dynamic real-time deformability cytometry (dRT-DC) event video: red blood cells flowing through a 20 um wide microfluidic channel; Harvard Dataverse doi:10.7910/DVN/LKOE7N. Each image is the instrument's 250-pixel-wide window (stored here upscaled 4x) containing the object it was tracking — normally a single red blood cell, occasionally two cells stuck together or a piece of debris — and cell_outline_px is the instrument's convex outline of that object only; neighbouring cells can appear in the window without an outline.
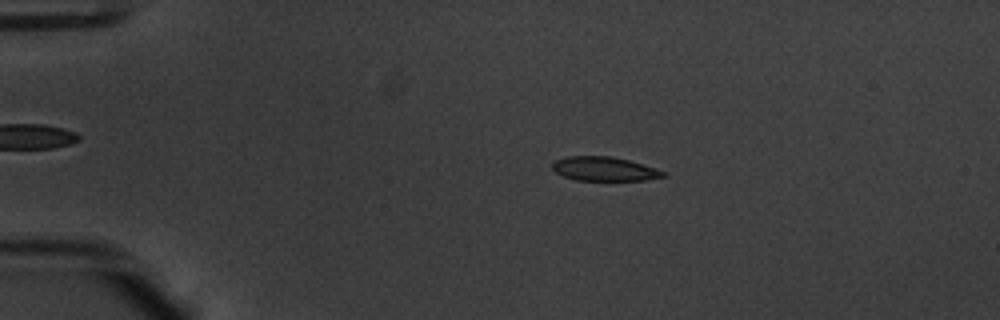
{"species": "common noctule bat (a hibernating species)", "species_latin": "Nyctalus noctula", "temperature_condition": "warm", "stored_images_in_passage": 46, "camera_frame_rate_fps": 3000, "um_per_image_px": 0.085, "animal": {"sex": "male", "body_mass_g": 20.1, "forearm_length_mm": 53.5}, "frame": {"image": 1, "passage_image": 4, "time_ms": 1.0, "image_size_px": [1000, 320], "cell_outline_px": [[668, 176], [644, 180], [576, 180], [564, 176], [556, 172], [552, 168], [552, 160], [568, 156], [612, 156], [628, 160], [656, 168], [664, 172]], "centroid_in_image_um": [51.34, 14.35], "position_along_channel_um": 33.7, "area_um2": 15.55}}
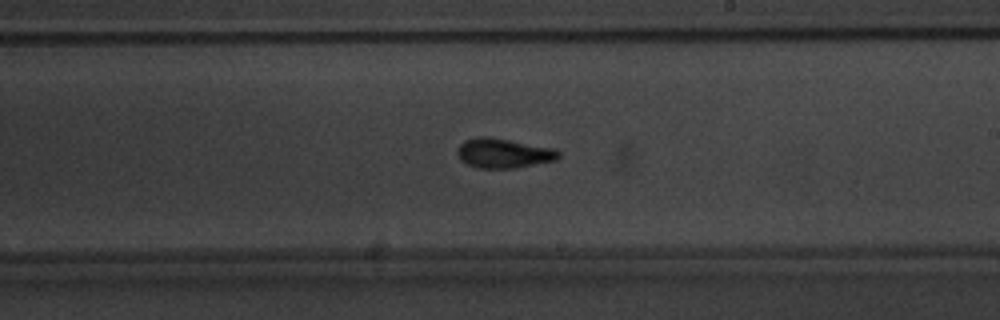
{"frame": {"image": 2, "passage_image": 25, "time_ms": 8.0, "image_size_px": [1000, 320], "cell_outline_px": [[560, 156], [556, 160], [516, 168], [480, 168], [468, 164], [460, 160], [456, 152], [460, 144], [464, 140], [480, 136], [488, 136], [556, 148], [560, 152]], "centroid_in_image_um": [42.81, 13.01], "position_along_channel_um": 246.2, "area_um2": 17.63}}
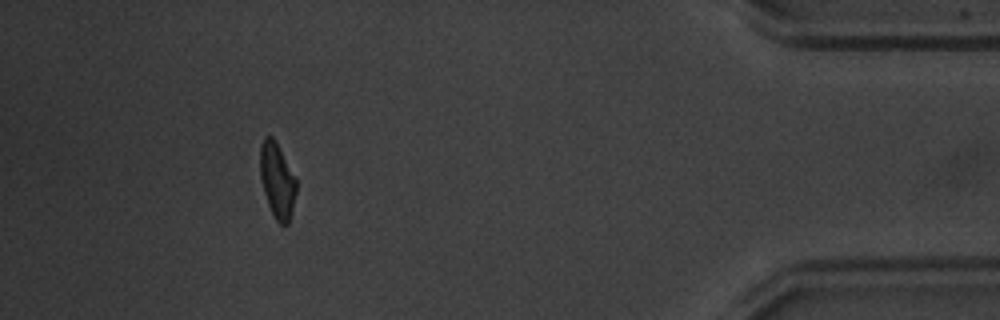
{"frame": {"image": 3, "passage_image": 42, "time_ms": 13.667, "image_size_px": [1000, 320], "cell_outline_px": [[296, 192], [288, 224], [280, 224], [276, 220], [268, 204], [264, 192], [260, 176], [260, 144], [264, 136], [272, 136], [276, 140], [296, 180]], "centroid_in_image_um": [23.54, 15.29], "position_along_channel_um": 411.7, "area_um2": 15.66}, "authors_computed_cell_mechanics": {"area_um2": 16.473, "velocity_mm_per_s": 3.8111, "shape_relaxation_time_tau1_ms": 3.7524, "shape_relaxation_time_tau2_ms": 2.0853, "deformation_change_tau1": 0.1511, "deformation_change_tau2": 0.0785}}